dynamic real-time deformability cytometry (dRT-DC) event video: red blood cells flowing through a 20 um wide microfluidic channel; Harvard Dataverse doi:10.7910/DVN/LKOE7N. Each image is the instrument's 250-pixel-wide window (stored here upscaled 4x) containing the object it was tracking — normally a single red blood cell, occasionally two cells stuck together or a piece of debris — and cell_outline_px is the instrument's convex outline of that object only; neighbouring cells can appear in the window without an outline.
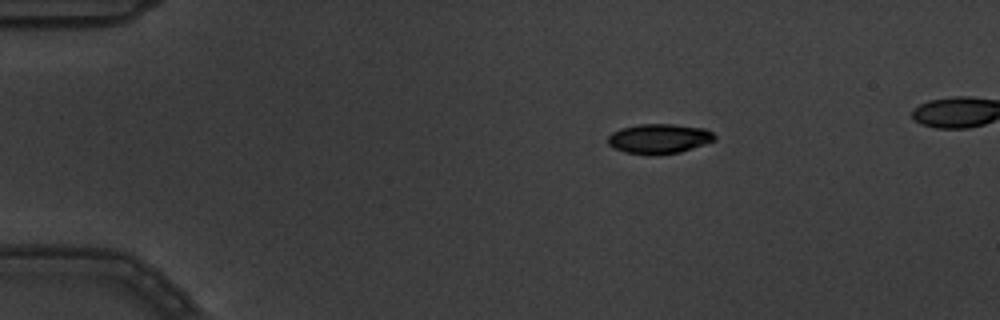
{"species": "common noctule bat (a hibernating species)", "species_latin": "Nyctalus noctula", "temperature_condition": "warm", "stored_images_in_passage": 4, "segment_of_instrument_passage": [1, 2], "camera_frame_rate_fps": 3000, "um_per_image_px": 0.085, "animal": {"sex": "male", "body_mass_g": 19.5, "forearm_length_mm": 54.6}, "frame": {"image": 1, "passage_image": 1, "time_ms": 0.0, "image_size_px": [1000, 320], "cell_outline_px": [[716, 140], [680, 152], [648, 156], [624, 152], [608, 144], [608, 136], [612, 132], [620, 128], [640, 124], [672, 124], [704, 128], [712, 132], [716, 136]], "centroid_in_image_um": [56.01, 11.79], "position_along_channel_um": 29.0, "area_um2": 18.61}}